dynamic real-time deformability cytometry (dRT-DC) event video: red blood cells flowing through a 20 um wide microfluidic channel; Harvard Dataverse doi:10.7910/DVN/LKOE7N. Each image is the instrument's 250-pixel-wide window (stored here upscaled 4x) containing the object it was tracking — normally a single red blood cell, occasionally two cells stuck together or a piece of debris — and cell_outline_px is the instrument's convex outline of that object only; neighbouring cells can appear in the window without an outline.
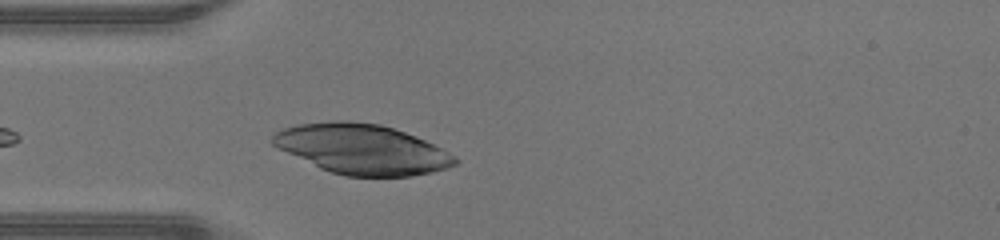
{"species": "human", "species_latin": "Homo sapiens", "temperature_condition": "warm", "stored_images_in_passage": 14, "camera_frame_rate_fps": 3000, "um_per_image_px": 0.085, "donor": {"sex": "male"}, "frame": {"image": 1, "passage_image": 2, "time_ms": 0.333, "image_size_px": [1000, 240], "cell_outline_px": [[460, 160], [456, 164], [448, 168], [432, 172], [412, 176], [344, 176], [320, 168], [272, 144], [272, 136], [276, 132], [284, 128], [296, 124], [336, 120], [348, 120], [380, 124], [416, 136], [456, 156]], "centroid_in_image_um": [30.8, 12.67], "position_along_channel_um": 54.2, "area_um2": 52.71}}
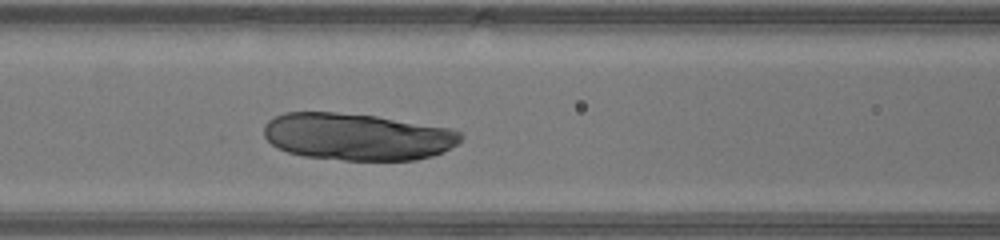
{"frame": {"image": 2, "passage_image": 8, "time_ms": 2.333, "image_size_px": [1000, 240], "cell_outline_px": [[464, 136], [456, 144], [444, 152], [432, 156], [416, 160], [344, 160], [304, 156], [288, 152], [276, 148], [264, 136], [264, 124], [268, 120], [284, 112], [336, 112], [376, 116], [452, 128], [460, 132]], "centroid_in_image_um": [30.37, 11.62], "position_along_channel_um": 136.2, "area_um2": 54.22}}
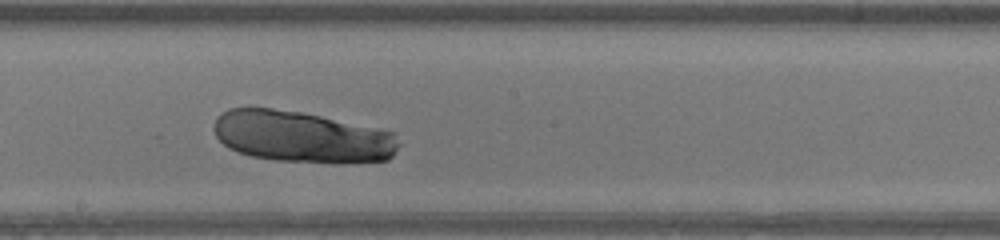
{"frame": {"image": 3, "passage_image": 14, "time_ms": 4.333, "image_size_px": [1000, 240], "cell_outline_px": [[400, 144], [392, 156], [388, 160], [352, 164], [344, 164], [276, 160], [252, 156], [228, 148], [216, 136], [212, 128], [216, 116], [228, 108], [272, 108], [300, 112], [320, 116], [396, 132]], "centroid_in_image_um": [25.69, 11.64], "position_along_channel_um": 222.5, "area_um2": 55.95}}